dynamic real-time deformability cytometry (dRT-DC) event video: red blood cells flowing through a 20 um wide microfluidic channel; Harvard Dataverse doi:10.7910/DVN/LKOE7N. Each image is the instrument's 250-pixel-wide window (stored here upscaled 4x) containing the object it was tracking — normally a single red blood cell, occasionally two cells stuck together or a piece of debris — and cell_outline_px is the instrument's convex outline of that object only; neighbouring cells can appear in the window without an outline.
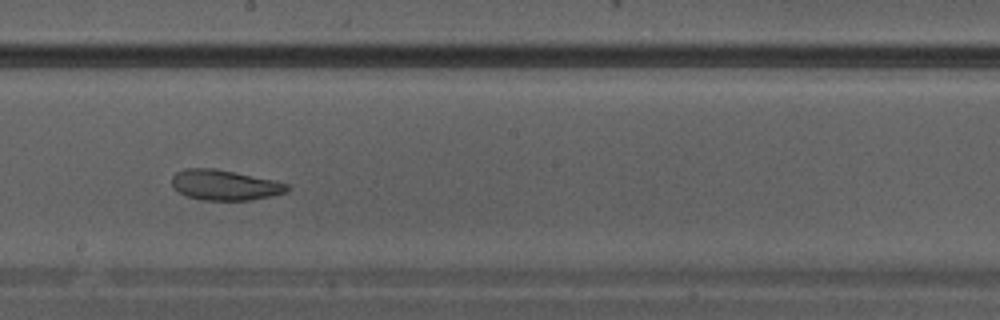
{"species": "Egyptian fruit bat (a non-hibernating species)", "species_latin": "Rousettus aegyptiacus", "temperature_condition": "warm", "stored_images_in_passage": 17, "camera_frame_rate_fps": 3000, "um_per_image_px": 0.085, "animal": {"sex": "male"}, "frame": {"image": 1, "passage_image": 12, "time_ms": 3.667, "image_size_px": [1000, 320], "cell_outline_px": [[288, 192], [272, 196], [252, 200], [200, 200], [188, 196], [172, 188], [172, 176], [176, 172], [184, 168], [216, 168], [272, 180], [288, 184]], "centroid_in_image_um": [19.08, 15.73], "position_along_channel_um": 229.1, "area_um2": 20.4}}